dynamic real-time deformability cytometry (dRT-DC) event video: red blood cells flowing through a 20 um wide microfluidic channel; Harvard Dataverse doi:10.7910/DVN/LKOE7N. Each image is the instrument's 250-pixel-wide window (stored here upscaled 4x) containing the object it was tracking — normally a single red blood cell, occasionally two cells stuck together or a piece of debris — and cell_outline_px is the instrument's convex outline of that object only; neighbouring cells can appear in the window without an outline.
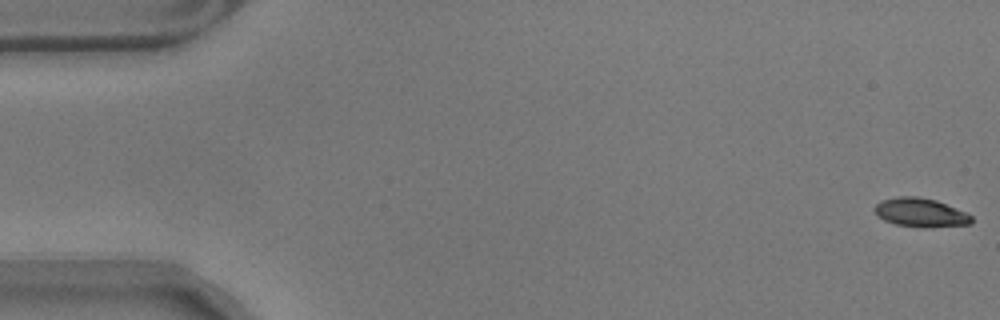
{"species": "common noctule bat (a hibernating species)", "species_latin": "Nyctalus noctula", "temperature_condition": "warm", "stored_images_in_passage": 54, "camera_frame_rate_fps": 3000, "um_per_image_px": 0.085, "animal": {"sex": "male", "body_mass_g": 17.9}, "frame": {"image": 1, "passage_image": 1, "time_ms": 0.0, "image_size_px": [1000, 320], "cell_outline_px": [[972, 224], [924, 228], [896, 224], [884, 220], [876, 216], [872, 208], [880, 200], [896, 196], [916, 196], [936, 200], [956, 208], [972, 216]], "centroid_in_image_um": [78.2, 18.06], "position_along_channel_um": 6.8, "area_um2": 16.47}}
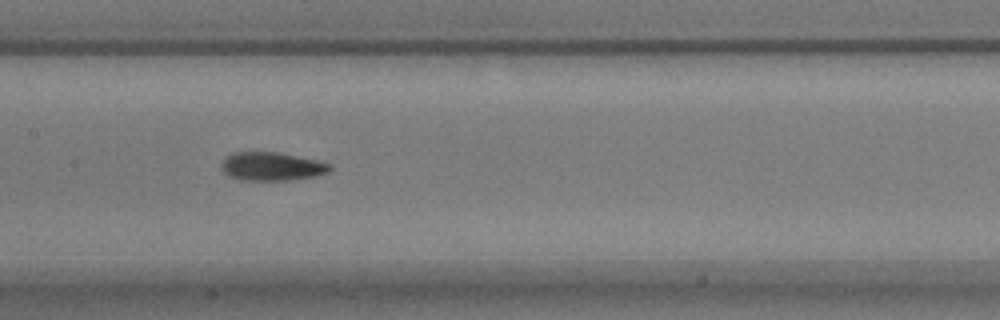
{"frame": {"image": 2, "passage_image": 28, "time_ms": 9.0, "image_size_px": [1000, 320], "cell_outline_px": [[332, 168], [328, 172], [316, 176], [292, 180], [240, 180], [224, 172], [220, 168], [220, 164], [232, 152], [280, 152], [316, 160], [332, 164]], "centroid_in_image_um": [23.12, 14.14], "position_along_channel_um": 184.3, "area_um2": 18.03}}
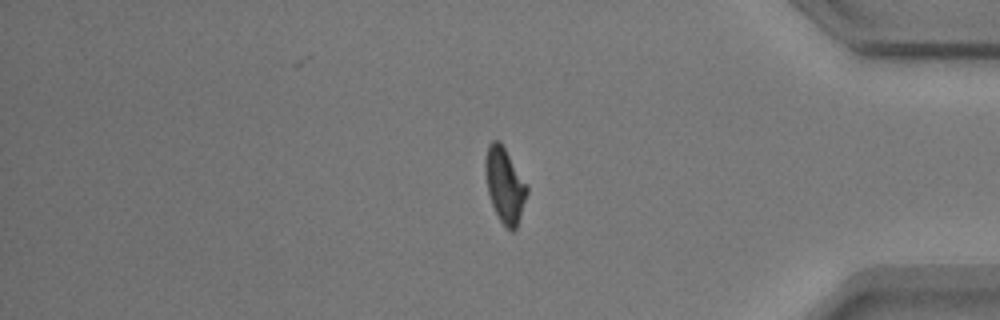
{"frame": {"image": 3, "passage_image": 48, "time_ms": 15.667, "image_size_px": [1000, 320], "cell_outline_px": [[528, 192], [516, 228], [512, 232], [500, 220], [492, 204], [488, 192], [484, 172], [484, 160], [488, 144], [492, 140], [500, 140], [528, 184]], "centroid_in_image_um": [42.9, 15.67], "position_along_channel_um": 392.3, "area_um2": 18.32}}